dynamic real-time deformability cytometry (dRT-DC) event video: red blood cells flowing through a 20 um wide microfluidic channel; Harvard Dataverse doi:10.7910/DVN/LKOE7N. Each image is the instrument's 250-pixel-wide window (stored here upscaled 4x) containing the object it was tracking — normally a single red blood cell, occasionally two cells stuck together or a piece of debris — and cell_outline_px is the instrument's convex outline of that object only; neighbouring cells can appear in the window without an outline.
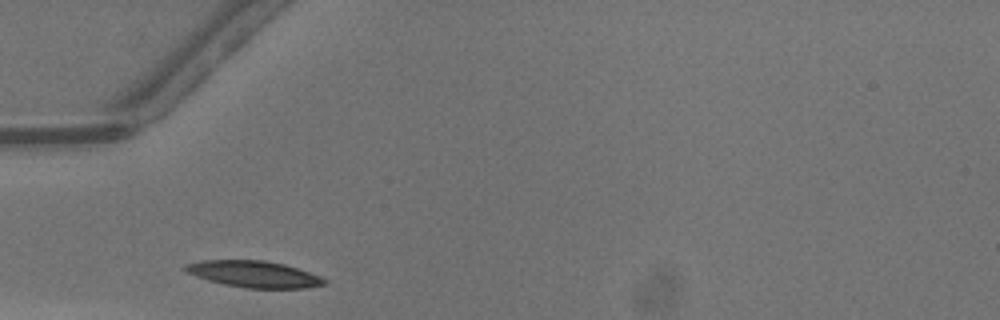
{"species": "common noctule bat (a hibernating species)", "species_latin": "Nyctalus noctula", "temperature_condition": "warm", "stored_images_in_passage": 23, "camera_frame_rate_fps": 3000, "um_per_image_px": 0.085, "animal": {"sex": "male", "body_mass_g": 13.3}, "frame": {"image": 1, "passage_image": 1, "time_ms": 0.0, "image_size_px": [1000, 320], "cell_outline_px": [[328, 284], [304, 288], [244, 288], [224, 284], [208, 280], [184, 272], [180, 268], [184, 264], [204, 260], [264, 260], [284, 264], [320, 276], [328, 280]], "centroid_in_image_um": [21.55, 23.3], "position_along_channel_um": 63.5, "area_um2": 21.62}}
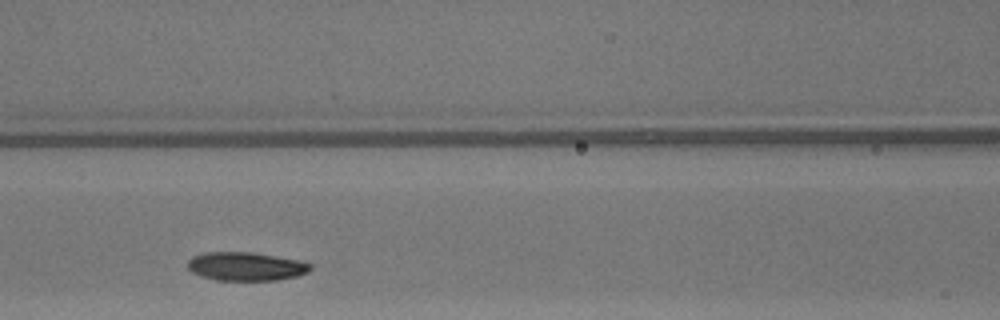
{"frame": {"image": 2, "passage_image": 7, "time_ms": 2.0, "image_size_px": [1000, 320], "cell_outline_px": [[312, 268], [308, 272], [296, 276], [276, 280], [220, 280], [200, 276], [192, 272], [188, 268], [188, 260], [192, 256], [204, 252], [252, 252], [300, 260], [312, 264]], "centroid_in_image_um": [20.9, 22.63], "position_along_channel_um": 145.7, "area_um2": 20.46}}
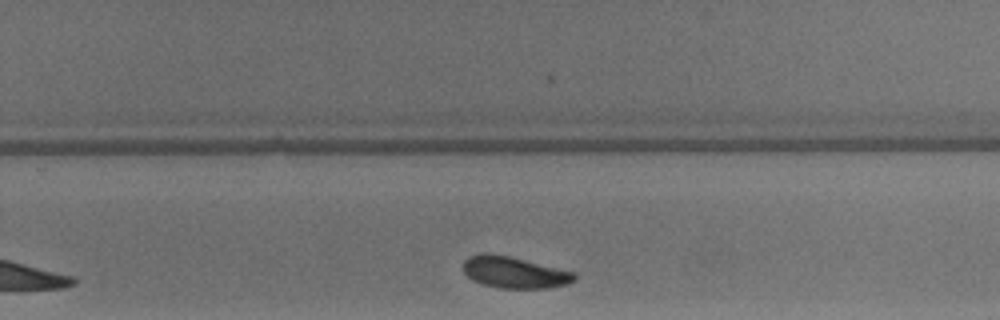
{"frame": {"image": 3, "passage_image": 17, "time_ms": 5.333, "image_size_px": [1000, 320], "cell_outline_px": [[576, 280], [568, 284], [548, 288], [496, 288], [480, 284], [472, 280], [464, 272], [464, 260], [468, 256], [484, 252], [508, 256], [576, 272]], "centroid_in_image_um": [43.71, 23.16], "position_along_channel_um": 286.1, "area_um2": 20.58}, "authors_computed_cell_mechanics": {"area_um2": 21.097, "velocity_mm_per_s": 4.2316, "shape_relaxation_time_tau1_ms": 3.4793, "shape_relaxation_time_tau2_ms": 8.1815, "deformation_change_tau1": 0.1306, "deformation_change_tau2": 0.1422}}